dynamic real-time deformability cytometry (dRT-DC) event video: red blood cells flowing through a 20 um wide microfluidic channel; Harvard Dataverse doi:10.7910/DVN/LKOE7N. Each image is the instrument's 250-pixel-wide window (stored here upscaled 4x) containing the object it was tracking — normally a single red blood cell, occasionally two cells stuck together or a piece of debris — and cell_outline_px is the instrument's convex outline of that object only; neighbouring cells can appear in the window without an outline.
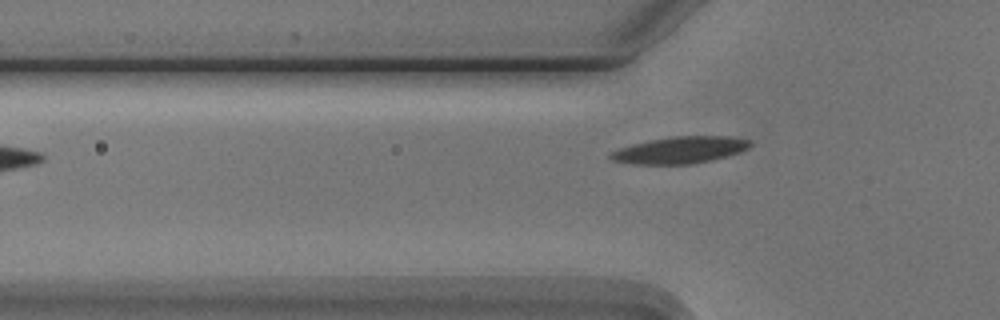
{"species": "Egyptian fruit bat (a non-hibernating species)", "species_latin": "Rousettus aegyptiacus", "temperature_condition": "cold", "stored_images_in_passage": 2, "camera_frame_rate_fps": 3000, "um_per_image_px": 0.085, "animal": {"sex": "male"}, "frame": {"image": 1, "passage_image": 2, "time_ms": 1.333, "image_size_px": [1000, 320], "cell_outline_px": [[752, 144], [748, 148], [740, 152], [712, 160], [692, 164], [632, 164], [612, 160], [608, 156], [608, 152], [632, 144], [672, 136], [732, 136], [752, 140]], "centroid_in_image_um": [57.82, 12.75], "position_along_channel_um": 68.0, "area_um2": 21.91}}